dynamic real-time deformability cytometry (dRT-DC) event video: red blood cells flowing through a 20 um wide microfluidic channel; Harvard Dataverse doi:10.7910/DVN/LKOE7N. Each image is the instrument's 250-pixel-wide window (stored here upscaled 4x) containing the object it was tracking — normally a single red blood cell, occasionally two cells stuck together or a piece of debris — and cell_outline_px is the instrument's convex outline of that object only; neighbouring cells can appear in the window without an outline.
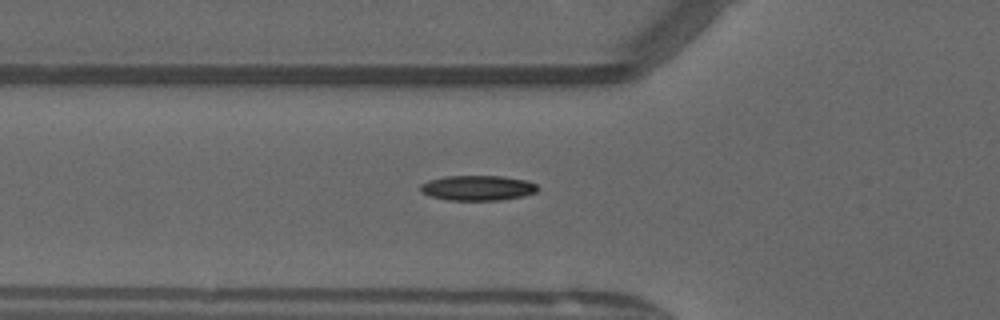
{"species": "common noctule bat (a hibernating species)", "species_latin": "Nyctalus noctula", "temperature_condition": "warm", "stored_images_in_passage": 36, "camera_frame_rate_fps": 3000, "um_per_image_px": 0.085, "animal": {"sex": "male", "forearm_length_mm": 52.5}, "frame": {"image": 1, "passage_image": 3, "time_ms": 0.667, "image_size_px": [1000, 320], "cell_outline_px": [[540, 188], [536, 192], [524, 196], [500, 200], [448, 200], [428, 196], [420, 192], [420, 184], [428, 180], [444, 176], [500, 176], [528, 180], [536, 184]], "centroid_in_image_um": [40.59, 15.97], "position_along_channel_um": 85.2, "area_um2": 17.4}}
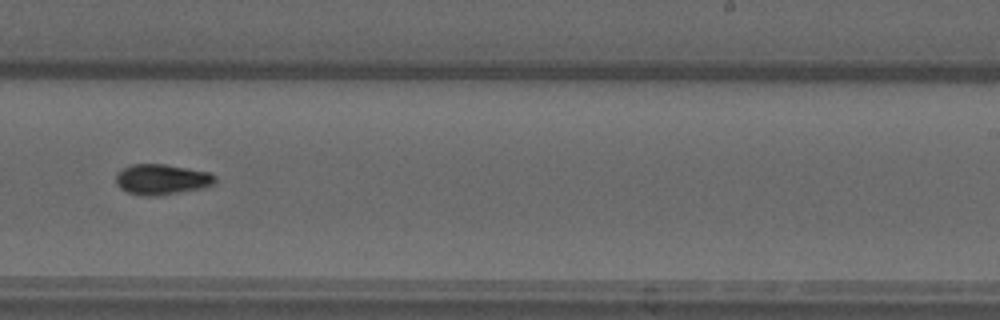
{"frame": {"image": 2, "passage_image": 17, "time_ms": 5.333, "image_size_px": [1000, 320], "cell_outline_px": [[216, 180], [212, 184], [200, 188], [160, 196], [144, 196], [128, 192], [120, 188], [116, 184], [116, 172], [132, 164], [164, 164], [208, 172], [216, 176]], "centroid_in_image_um": [13.71, 15.25], "position_along_channel_um": 275.3, "area_um2": 17.51}}
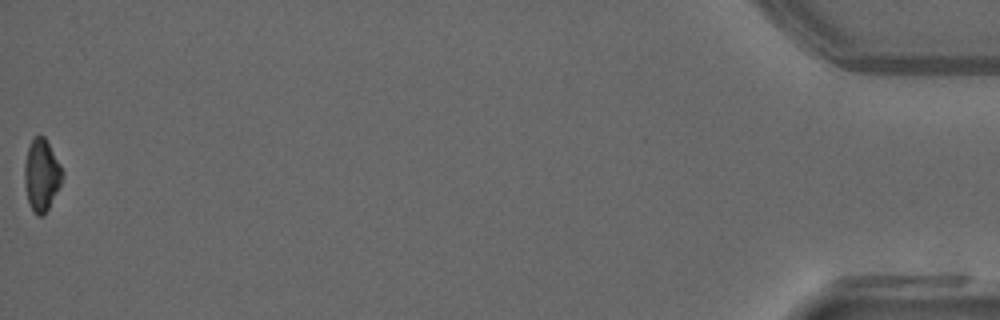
{"frame": {"image": 3, "passage_image": 36, "time_ms": 11.667, "image_size_px": [1000, 320], "cell_outline_px": [[64, 172], [60, 184], [44, 216], [36, 216], [28, 200], [24, 180], [24, 164], [28, 148], [32, 140], [36, 136], [44, 136], [60, 164]], "centroid_in_image_um": [3.53, 14.89], "position_along_channel_um": 431.7, "area_um2": 15.55}, "authors_computed_cell_mechanics": {"area_um2": 16.9065, "velocity_mm_per_s": 4.0769, "shape_relaxation_time_tau1_ms": null, "shape_relaxation_time_tau2_ms": 7.0101, "deformation_change_tau1": null, "deformation_change_tau2": 0.1342}}